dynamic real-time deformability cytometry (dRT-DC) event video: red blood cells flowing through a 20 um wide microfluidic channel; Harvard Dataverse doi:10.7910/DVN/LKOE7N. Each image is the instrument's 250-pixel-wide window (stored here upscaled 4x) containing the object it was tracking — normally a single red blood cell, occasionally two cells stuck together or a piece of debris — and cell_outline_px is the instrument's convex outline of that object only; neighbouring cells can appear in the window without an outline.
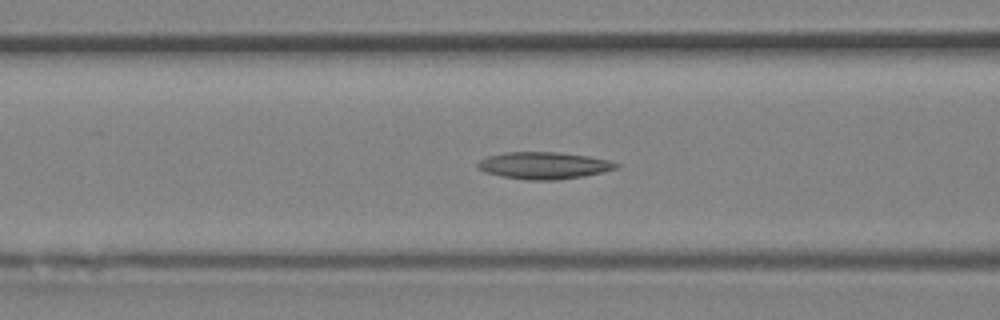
{"species": "Egyptian fruit bat (a non-hibernating species)", "species_latin": "Rousettus aegyptiacus", "temperature_condition": "room temperature", "stored_images_in_passage": 35, "camera_frame_rate_fps": 3000, "um_per_image_px": 0.085, "animal": {"sex": "female"}, "frame": {"image": 1, "passage_image": 13, "time_ms": 4.0, "image_size_px": [1000, 320], "cell_outline_px": [[620, 164], [616, 168], [584, 176], [556, 180], [528, 180], [500, 176], [484, 172], [476, 168], [476, 164], [480, 160], [488, 156], [504, 152], [556, 152], [588, 156], [612, 160]], "centroid_in_image_um": [46.2, 14.06], "position_along_channel_um": 120.4, "area_um2": 21.85}}
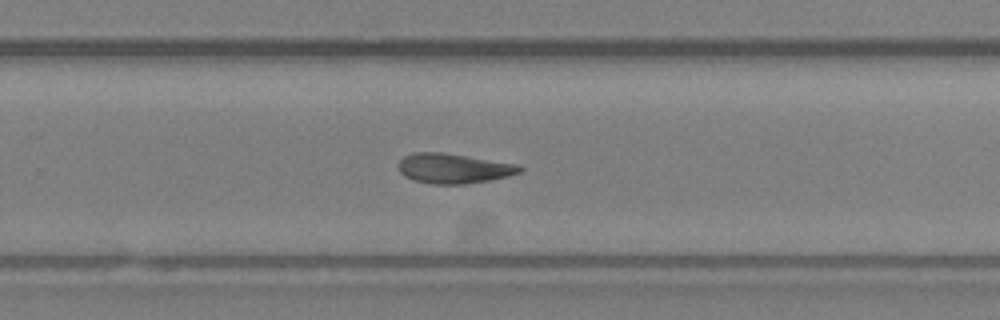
{"frame": {"image": 2, "passage_image": 22, "time_ms": 7.0, "image_size_px": [1000, 320], "cell_outline_px": [[524, 168], [520, 172], [508, 176], [488, 180], [464, 184], [432, 184], [416, 180], [404, 176], [400, 172], [396, 164], [404, 156], [412, 152], [440, 152], [520, 164]], "centroid_in_image_um": [38.54, 14.3], "position_along_channel_um": 291.3, "area_um2": 21.15}}
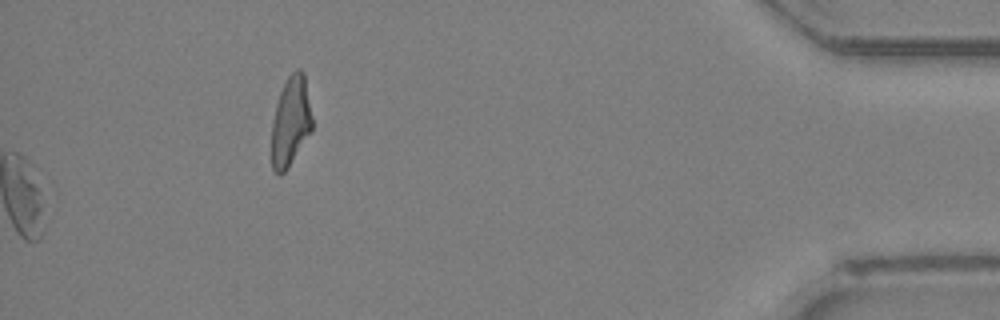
{"frame": {"image": 3, "passage_image": 35, "time_ms": 11.333, "image_size_px": [1000, 320], "cell_outline_px": [[312, 132], [288, 168], [280, 176], [276, 176], [272, 168], [272, 120], [276, 104], [280, 92], [288, 76], [296, 68], [300, 68], [304, 72], [312, 116]], "centroid_in_image_um": [24.71, 10.35], "position_along_channel_um": 410.5, "area_um2": 21.5}}